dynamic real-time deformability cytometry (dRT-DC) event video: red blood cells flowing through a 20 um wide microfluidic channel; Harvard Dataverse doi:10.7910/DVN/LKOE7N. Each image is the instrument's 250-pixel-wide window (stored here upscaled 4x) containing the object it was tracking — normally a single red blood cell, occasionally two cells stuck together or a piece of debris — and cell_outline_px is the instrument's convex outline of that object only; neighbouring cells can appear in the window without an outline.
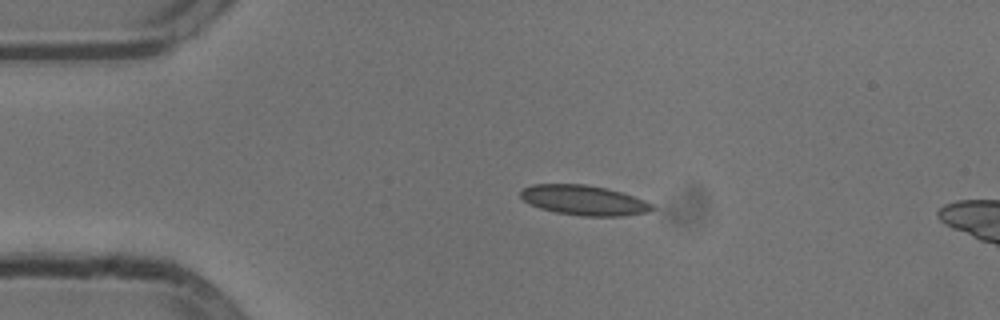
{"species": "common noctule bat (a hibernating species)", "species_latin": "Nyctalus noctula", "temperature_condition": "cold", "stored_images_in_passage": 6, "camera_frame_rate_fps": 3000, "um_per_image_px": 0.085, "animal": {"sex": "male", "body_mass_g": 13.3}, "frame": {"image": 1, "passage_image": 1, "time_ms": 0.0, "image_size_px": [1000, 320], "cell_outline_px": [[656, 208], [648, 212], [624, 216], [580, 216], [556, 212], [540, 208], [528, 204], [520, 196], [520, 192], [524, 188], [532, 184], [584, 184], [604, 188], [620, 192], [644, 200], [652, 204]], "centroid_in_image_um": [49.62, 17.03], "position_along_channel_um": 35.4, "area_um2": 22.89}}